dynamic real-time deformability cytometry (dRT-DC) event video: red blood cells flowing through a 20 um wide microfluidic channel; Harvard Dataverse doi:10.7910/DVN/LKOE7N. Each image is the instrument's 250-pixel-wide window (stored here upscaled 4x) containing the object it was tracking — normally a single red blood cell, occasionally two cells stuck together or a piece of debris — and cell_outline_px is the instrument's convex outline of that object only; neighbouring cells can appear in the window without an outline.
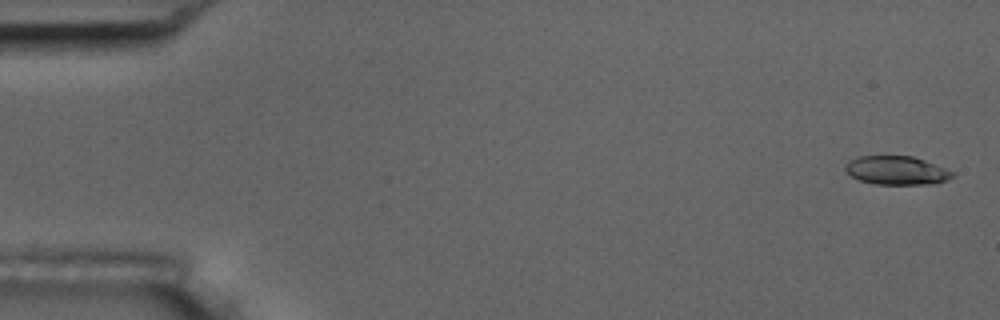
{"species": "common noctule bat (a hibernating species)", "species_latin": "Nyctalus noctula", "temperature_condition": "room temperature", "stored_images_in_passage": 5, "camera_frame_rate_fps": 3000, "um_per_image_px": 0.085, "animal": {"sex": "male", "body_mass_g": 17.5, "forearm_length_mm": 52.3}, "frame": {"image": 1, "passage_image": 1, "time_ms": 0.0, "image_size_px": [1000, 320], "cell_outline_px": [[956, 172], [952, 176], [936, 184], [876, 184], [860, 180], [844, 172], [844, 164], [848, 160], [860, 156], [912, 156], [924, 160]], "centroid_in_image_um": [76.17, 14.48], "position_along_channel_um": 8.8, "area_um2": 17.92}}
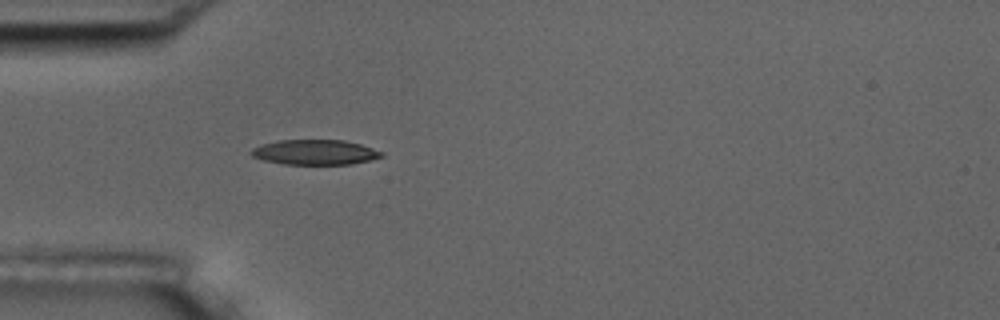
{"frame": {"image": 2, "passage_image": 5, "time_ms": 5.0, "image_size_px": [1000, 320], "cell_outline_px": [[384, 156], [352, 164], [284, 164], [264, 160], [252, 156], [248, 152], [252, 148], [260, 144], [280, 140], [344, 140], [360, 144], [384, 152]], "centroid_in_image_um": [26.75, 12.93], "position_along_channel_um": 58.3, "area_um2": 19.02}}